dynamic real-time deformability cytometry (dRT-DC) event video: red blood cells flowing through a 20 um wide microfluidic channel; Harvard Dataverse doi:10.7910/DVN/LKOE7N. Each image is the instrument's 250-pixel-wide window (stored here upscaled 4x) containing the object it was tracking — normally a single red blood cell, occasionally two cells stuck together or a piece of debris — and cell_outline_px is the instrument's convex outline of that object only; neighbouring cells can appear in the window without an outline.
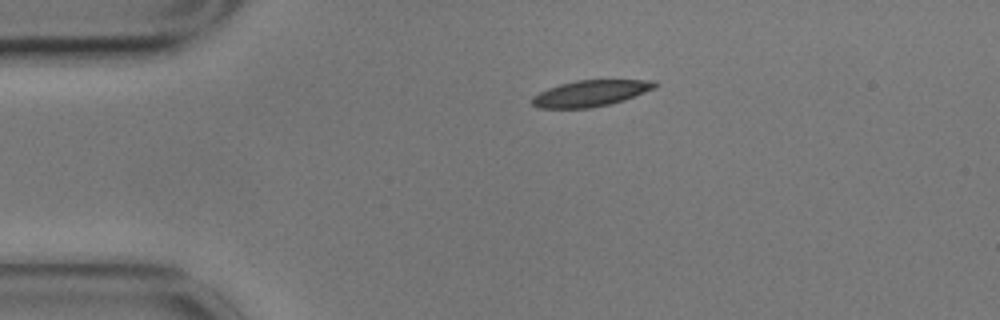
{"species": "common noctule bat (a hibernating species)", "species_latin": "Nyctalus noctula", "temperature_condition": "cold", "stored_images_in_passage": 42, "camera_frame_rate_fps": 3000, "um_per_image_px": 0.085, "animal": {"sex": "male", "body_mass_g": 17.9}, "frame": {"image": 1, "passage_image": 1, "time_ms": 0.0, "image_size_px": [1000, 320], "cell_outline_px": [[660, 84], [656, 88], [624, 100], [592, 108], [536, 108], [532, 104], [532, 96], [548, 88], [560, 84], [576, 80], [656, 80]], "centroid_in_image_um": [50.22, 7.93], "position_along_channel_um": 34.8, "area_um2": 18.84}}
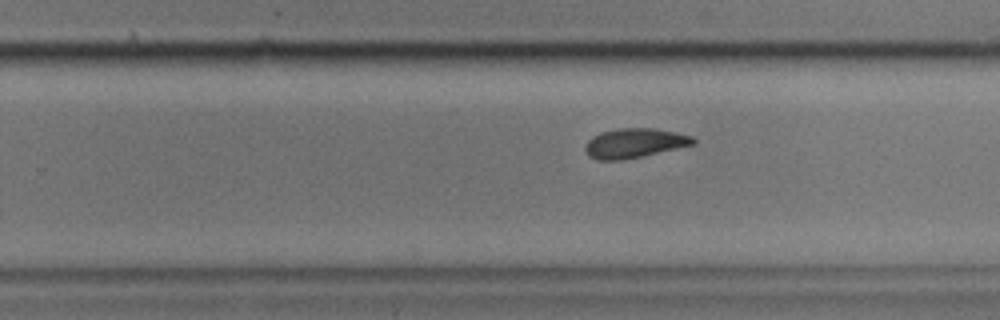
{"frame": {"image": 2, "passage_image": 25, "time_ms": 8.0, "image_size_px": [1000, 320], "cell_outline_px": [[696, 144], [640, 156], [620, 160], [596, 160], [588, 156], [584, 148], [588, 140], [592, 136], [600, 132], [616, 128], [652, 128], [676, 132], [692, 136], [696, 140]], "centroid_in_image_um": [53.9, 12.15], "position_along_channel_um": 275.9, "area_um2": 18.55}}
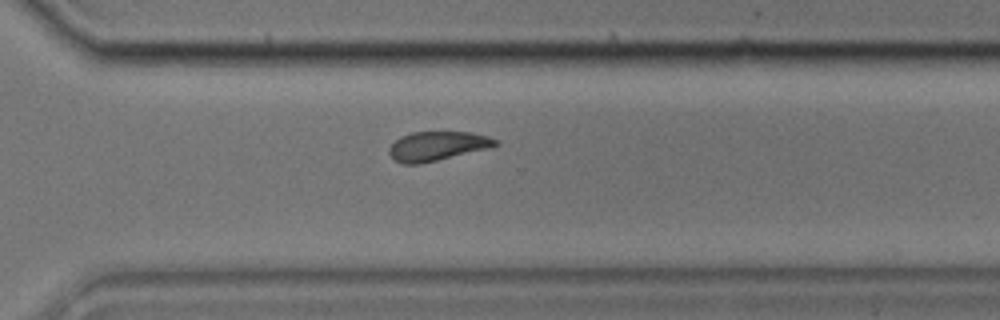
{"frame": {"image": 3, "passage_image": 30, "time_ms": 9.667, "image_size_px": [1000, 320], "cell_outline_px": [[500, 144], [492, 148], [420, 164], [404, 164], [396, 160], [388, 152], [388, 148], [400, 136], [412, 132], [472, 132], [488, 136], [496, 140]], "centroid_in_image_um": [37.2, 12.41], "position_along_channel_um": 333.4, "area_um2": 18.21}, "authors_computed_cell_mechanics": {"area_um2": 18.6405, "velocity_mm_per_s": 3.4579, "shape_relaxation_time_tau1_ms": 4.9225, "shape_relaxation_time_tau2_ms": 2.7436, "deformation_change_tau1": 0.1501, "deformation_change_tau2": 0.0879}}